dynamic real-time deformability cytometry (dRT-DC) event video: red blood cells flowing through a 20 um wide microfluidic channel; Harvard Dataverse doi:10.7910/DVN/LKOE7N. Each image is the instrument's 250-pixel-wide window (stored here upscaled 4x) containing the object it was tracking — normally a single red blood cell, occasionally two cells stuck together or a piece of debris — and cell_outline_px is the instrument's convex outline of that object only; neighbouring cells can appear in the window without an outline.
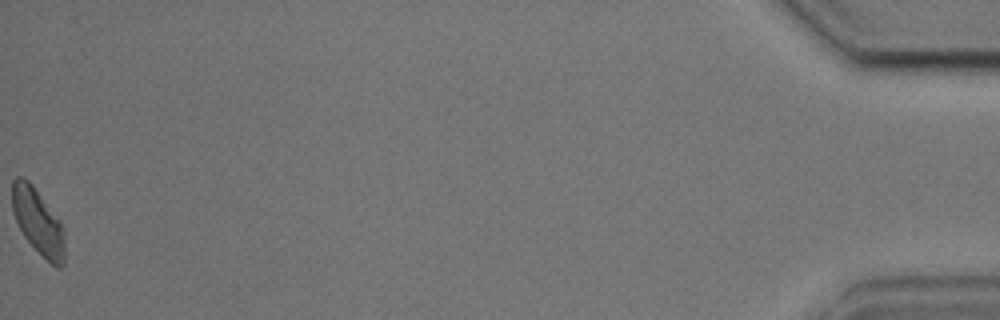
{"species": "common noctule bat (a hibernating species)", "species_latin": "Nyctalus noctula", "temperature_condition": "cold", "stored_images_in_passage": 45, "camera_frame_rate_fps": 3000, "um_per_image_px": 0.085, "animal": {"sex": "male", "body_mass_g": 17.9, "forearm_length_mm": 54.2}, "frame": {"image": 1, "passage_image": 45, "time_ms": 14.667, "image_size_px": [1000, 320], "cell_outline_px": [[64, 264], [60, 268], [56, 268], [24, 236], [12, 212], [12, 180], [16, 176], [24, 176], [32, 184], [60, 220], [64, 228]], "centroid_in_image_um": [3.23, 18.8], "position_along_channel_um": 432.0, "area_um2": 20.06}, "authors_computed_cell_mechanics": {"area_um2": 20.808, "velocity_mm_per_s": 3.5686, "shape_relaxation_time_tau1_ms": 3.4344, "shape_relaxation_time_tau2_ms": 2.3836, "deformation_change_tau1": 0.1383, "deformation_change_tau2": 0.0862}}